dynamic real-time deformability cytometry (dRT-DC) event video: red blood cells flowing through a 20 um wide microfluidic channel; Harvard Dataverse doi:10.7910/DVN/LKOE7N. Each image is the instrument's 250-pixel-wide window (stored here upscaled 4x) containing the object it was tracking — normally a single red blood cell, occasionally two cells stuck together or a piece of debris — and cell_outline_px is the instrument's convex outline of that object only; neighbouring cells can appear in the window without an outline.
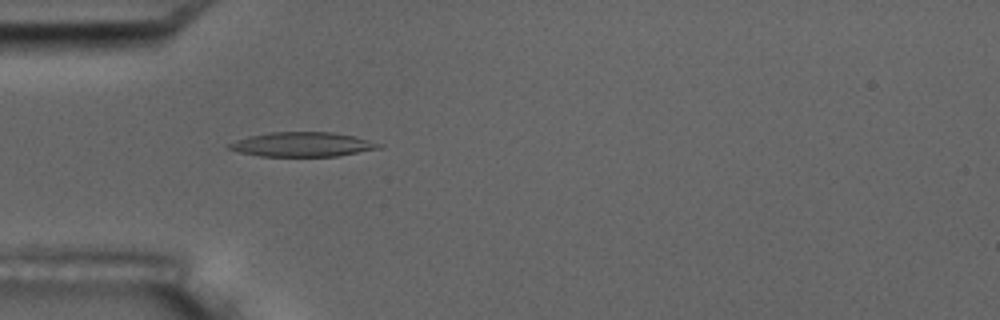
{"species": "common noctule bat (a hibernating species)", "species_latin": "Nyctalus noctula", "temperature_condition": "room temperature", "stored_images_in_passage": 5, "camera_frame_rate_fps": 3000, "um_per_image_px": 0.085, "animal": {"sex": "male", "body_mass_g": 17.5, "forearm_length_mm": 52.3}, "frame": {"image": 1, "passage_image": 5, "time_ms": 4.333, "image_size_px": [1000, 320], "cell_outline_px": [[384, 144], [380, 148], [336, 156], [260, 156], [240, 152], [228, 148], [224, 144], [248, 136], [268, 132], [332, 132], [352, 136]], "centroid_in_image_um": [25.65, 12.27], "position_along_channel_um": 59.4, "area_um2": 21.27}}